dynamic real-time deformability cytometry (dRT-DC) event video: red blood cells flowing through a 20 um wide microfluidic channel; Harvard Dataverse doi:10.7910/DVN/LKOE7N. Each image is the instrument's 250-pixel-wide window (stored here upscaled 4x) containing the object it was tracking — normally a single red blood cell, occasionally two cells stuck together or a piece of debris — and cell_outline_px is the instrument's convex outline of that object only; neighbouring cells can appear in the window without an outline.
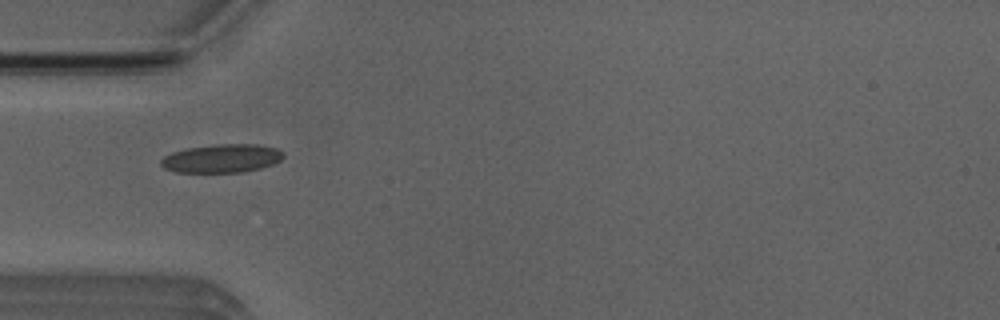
{"species": "Egyptian fruit bat (a non-hibernating species)", "species_latin": "Rousettus aegyptiacus", "temperature_condition": "room temperature", "stored_images_in_passage": 7, "camera_frame_rate_fps": 3000, "um_per_image_px": 0.085, "animal": {"sex": "male"}, "frame": {"image": 1, "passage_image": 5, "time_ms": 4.667, "image_size_px": [1000, 320], "cell_outline_px": [[284, 156], [280, 160], [272, 164], [260, 168], [240, 172], [176, 172], [164, 168], [160, 164], [160, 160], [164, 156], [172, 152], [188, 148], [216, 144], [256, 144], [276, 148], [284, 152]], "centroid_in_image_um": [18.84, 13.46], "position_along_channel_um": 66.2, "area_um2": 20.23}}